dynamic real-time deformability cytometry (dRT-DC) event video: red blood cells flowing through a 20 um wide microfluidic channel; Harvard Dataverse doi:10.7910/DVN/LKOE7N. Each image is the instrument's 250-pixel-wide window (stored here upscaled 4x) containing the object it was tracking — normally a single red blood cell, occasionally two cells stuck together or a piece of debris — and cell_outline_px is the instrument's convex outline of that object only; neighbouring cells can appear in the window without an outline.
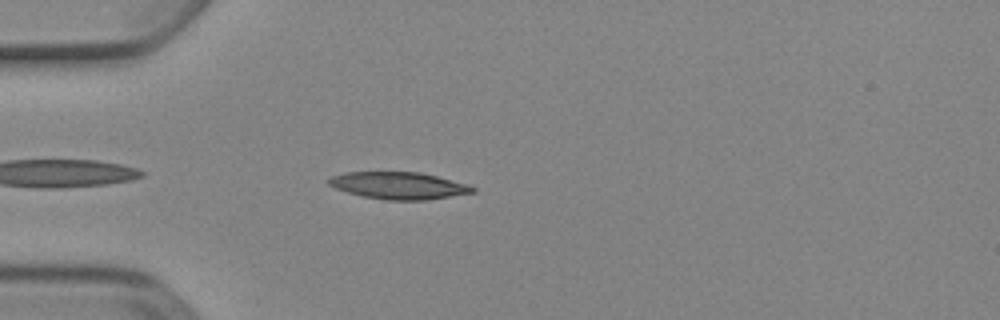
{"species": "Egyptian fruit bat (a non-hibernating species)", "species_latin": "Rousettus aegyptiacus", "temperature_condition": "cold", "stored_images_in_passage": 40, "camera_frame_rate_fps": 3000, "um_per_image_px": 0.085, "animal": {"sex": "female"}, "frame": {"image": 1, "passage_image": 3, "time_ms": 0.667, "image_size_px": [1000, 320], "cell_outline_px": [[476, 192], [428, 200], [388, 200], [364, 196], [348, 192], [336, 188], [328, 184], [328, 180], [332, 176], [344, 172], [420, 172], [468, 184], [476, 188]], "centroid_in_image_um": [33.92, 15.77], "position_along_channel_um": 51.1, "area_um2": 22.6}}
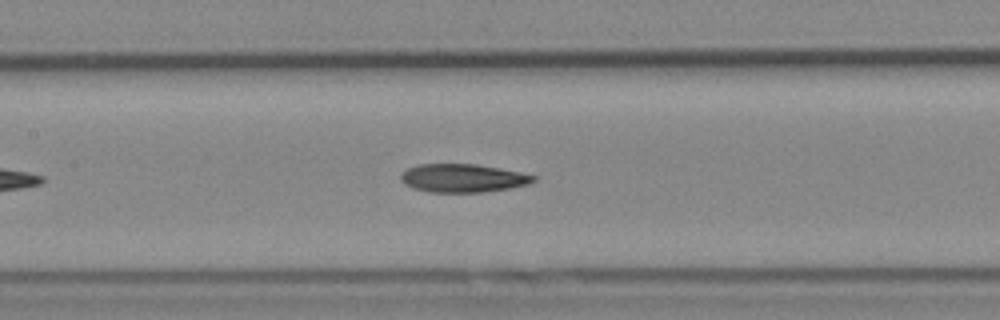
{"frame": {"image": 2, "passage_image": 13, "time_ms": 4.0, "image_size_px": [1000, 320], "cell_outline_px": [[536, 180], [528, 184], [508, 188], [480, 192], [428, 192], [412, 188], [404, 184], [400, 180], [400, 172], [416, 164], [476, 164], [500, 168], [536, 176]], "centroid_in_image_um": [39.27, 15.13], "position_along_channel_um": 168.1, "area_um2": 21.91}}
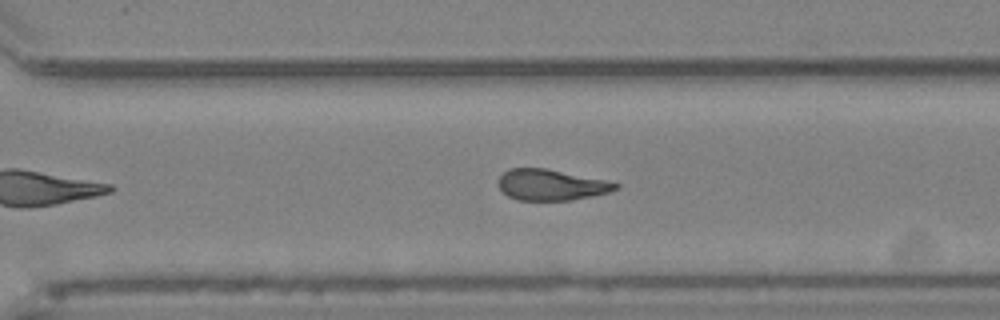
{"frame": {"image": 3, "passage_image": 25, "time_ms": 8.0, "image_size_px": [1000, 320], "cell_outline_px": [[620, 188], [608, 192], [592, 196], [568, 200], [516, 200], [508, 196], [496, 184], [496, 180], [508, 168], [548, 168], [604, 180], [620, 184]], "centroid_in_image_um": [46.8, 15.7], "position_along_channel_um": 323.8, "area_um2": 21.21}, "authors_computed_cell_mechanics": {"area_um2": 22.2819, "velocity_mm_per_s": 3.8953, "shape_relaxation_time_tau1_ms": null, "shape_relaxation_time_tau2_ms": 5.042, "deformation_change_tau1": null, "deformation_change_tau2": 0.1422}}